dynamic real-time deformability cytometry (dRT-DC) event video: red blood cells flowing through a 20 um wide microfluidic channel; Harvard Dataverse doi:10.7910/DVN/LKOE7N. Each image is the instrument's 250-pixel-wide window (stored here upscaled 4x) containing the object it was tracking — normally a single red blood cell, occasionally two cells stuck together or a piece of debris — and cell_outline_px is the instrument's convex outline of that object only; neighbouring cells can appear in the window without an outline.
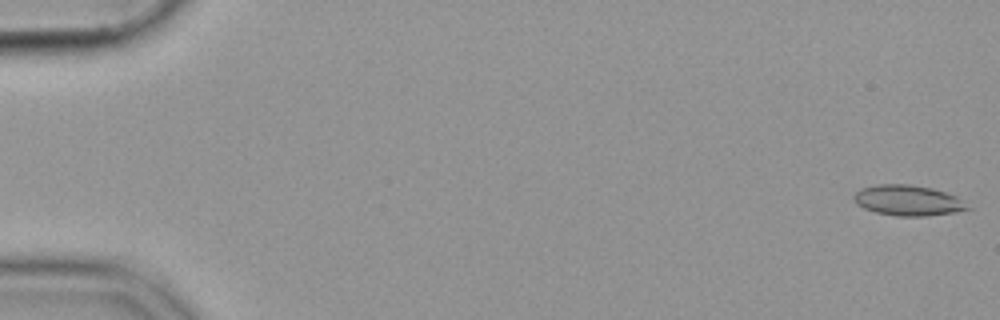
{"species": "common noctule bat (a hibernating species)", "species_latin": "Nyctalus noctula", "temperature_condition": "cold", "stored_images_in_passage": 55, "camera_frame_rate_fps": 3000, "um_per_image_px": 0.085, "animal": {"sex": "female", "body_mass_g": 19.9}, "frame": {"image": 1, "passage_image": 1, "time_ms": 0.0, "image_size_px": [1000, 320], "cell_outline_px": [[972, 208], [956, 212], [924, 216], [896, 216], [876, 212], [864, 208], [856, 204], [852, 200], [852, 196], [860, 188], [880, 184], [908, 184], [932, 188], [956, 196]], "centroid_in_image_um": [77.14, 17.03], "position_along_channel_um": 7.9, "area_um2": 20.23}}
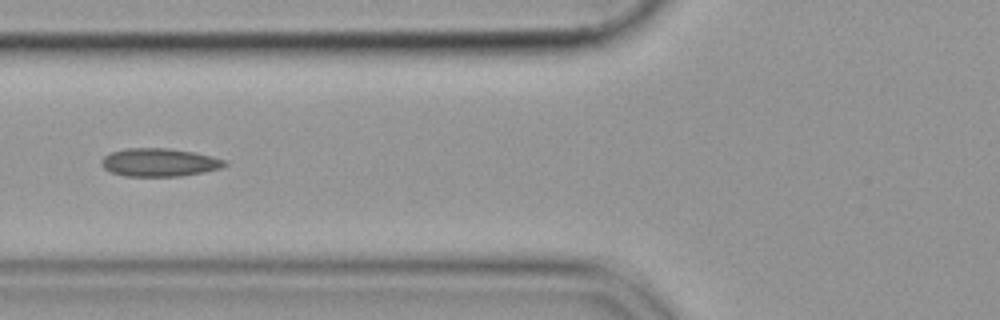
{"frame": {"image": 2, "passage_image": 22, "time_ms": 7.0, "image_size_px": [1000, 320], "cell_outline_px": [[228, 164], [220, 168], [204, 172], [180, 176], [124, 176], [112, 172], [104, 168], [100, 164], [100, 160], [104, 156], [112, 152], [128, 148], [168, 148], [192, 152], [212, 156], [228, 160]], "centroid_in_image_um": [13.55, 13.8], "position_along_channel_um": 112.2, "area_um2": 20.23}}
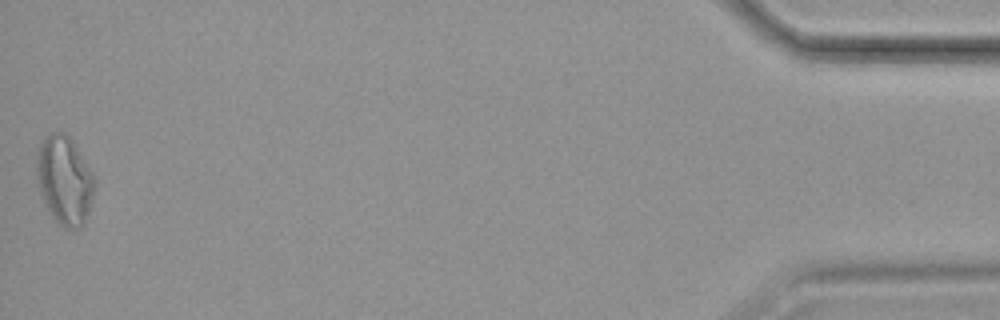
{"frame": {"image": 3, "passage_image": 55, "time_ms": 18.0, "image_size_px": [1000, 320], "cell_outline_px": [[92, 196], [88, 212], [80, 228], [64, 228], [52, 216], [40, 192], [36, 176], [36, 156], [40, 140], [44, 136], [52, 132], [64, 132], [72, 140], [92, 172]], "centroid_in_image_um": [5.43, 15.26], "position_along_channel_um": 429.8, "area_um2": 29.36}}